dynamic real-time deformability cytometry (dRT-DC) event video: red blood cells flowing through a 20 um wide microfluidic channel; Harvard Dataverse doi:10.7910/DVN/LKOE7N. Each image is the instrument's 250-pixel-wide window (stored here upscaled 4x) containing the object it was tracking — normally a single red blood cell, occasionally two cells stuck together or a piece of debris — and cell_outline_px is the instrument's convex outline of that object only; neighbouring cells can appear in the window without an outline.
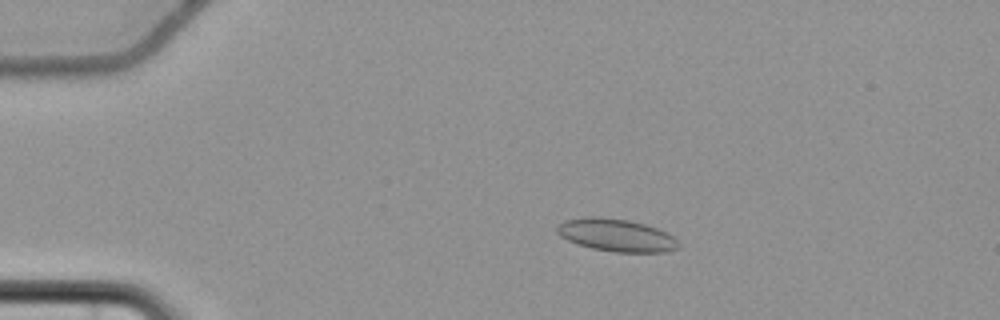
{"species": "common noctule bat (a hibernating species)", "species_latin": "Nyctalus noctula", "temperature_condition": "cold", "stored_images_in_passage": 24, "camera_frame_rate_fps": 3000, "um_per_image_px": 0.085, "animal": {"sex": "female", "body_mass_g": 22.7, "forearm_length_mm": 54.2}, "frame": {"image": 1, "passage_image": 14, "time_ms": 4.333, "image_size_px": [1000, 320], "cell_outline_px": [[680, 248], [664, 252], [616, 252], [592, 248], [568, 240], [560, 236], [556, 232], [556, 224], [564, 220], [588, 216], [596, 216], [628, 220], [644, 224], [656, 228], [672, 236], [680, 244]], "centroid_in_image_um": [52.35, 19.98], "position_along_channel_um": 32.6, "area_um2": 23.0}}
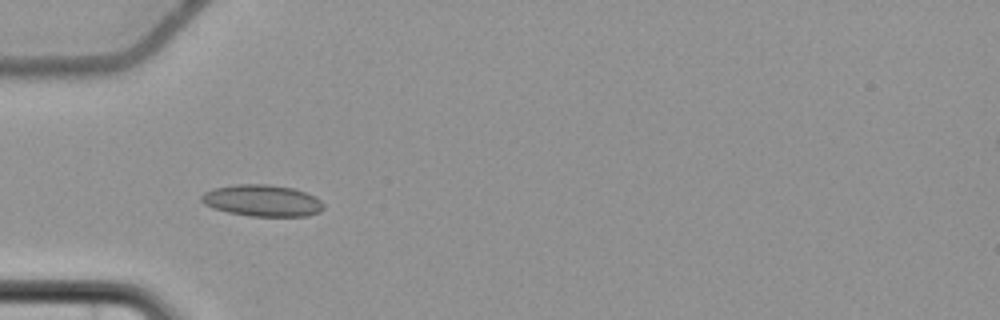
{"frame": {"image": 2, "passage_image": 21, "time_ms": 6.667, "image_size_px": [1000, 320], "cell_outline_px": [[324, 208], [320, 212], [308, 216], [248, 216], [228, 212], [212, 208], [204, 204], [200, 200], [200, 196], [204, 192], [212, 188], [236, 184], [268, 184], [292, 188], [316, 196], [324, 204]], "centroid_in_image_um": [22.28, 17.05], "position_along_channel_um": 62.7, "area_um2": 22.72}}